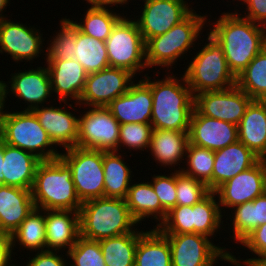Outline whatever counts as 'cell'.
Masks as SVG:
<instances>
[{"mask_svg": "<svg viewBox=\"0 0 266 266\" xmlns=\"http://www.w3.org/2000/svg\"><path fill=\"white\" fill-rule=\"evenodd\" d=\"M253 99L237 85L222 91H205L194 96V108L207 117L238 126Z\"/></svg>", "mask_w": 266, "mask_h": 266, "instance_id": "obj_14", "label": "cell"}, {"mask_svg": "<svg viewBox=\"0 0 266 266\" xmlns=\"http://www.w3.org/2000/svg\"><path fill=\"white\" fill-rule=\"evenodd\" d=\"M239 244L250 250L255 257L243 260L231 255L229 265L231 263L235 266H259L266 259V223L255 228Z\"/></svg>", "mask_w": 266, "mask_h": 266, "instance_id": "obj_42", "label": "cell"}, {"mask_svg": "<svg viewBox=\"0 0 266 266\" xmlns=\"http://www.w3.org/2000/svg\"><path fill=\"white\" fill-rule=\"evenodd\" d=\"M153 175L150 180L161 206L168 212L176 206V170L168 174Z\"/></svg>", "mask_w": 266, "mask_h": 266, "instance_id": "obj_45", "label": "cell"}, {"mask_svg": "<svg viewBox=\"0 0 266 266\" xmlns=\"http://www.w3.org/2000/svg\"><path fill=\"white\" fill-rule=\"evenodd\" d=\"M6 99H8L5 95V91L3 86L0 88V132H1V128H2V123L4 121V116L6 111L4 110L5 107V102L7 101ZM4 110V111H3Z\"/></svg>", "mask_w": 266, "mask_h": 266, "instance_id": "obj_50", "label": "cell"}, {"mask_svg": "<svg viewBox=\"0 0 266 266\" xmlns=\"http://www.w3.org/2000/svg\"><path fill=\"white\" fill-rule=\"evenodd\" d=\"M153 127L145 123H125L120 125L118 152L121 147H126L130 152L133 150L147 151L150 147ZM147 149V150H146Z\"/></svg>", "mask_w": 266, "mask_h": 266, "instance_id": "obj_40", "label": "cell"}, {"mask_svg": "<svg viewBox=\"0 0 266 266\" xmlns=\"http://www.w3.org/2000/svg\"><path fill=\"white\" fill-rule=\"evenodd\" d=\"M261 158L239 140L215 151L212 192L238 173L254 166Z\"/></svg>", "mask_w": 266, "mask_h": 266, "instance_id": "obj_23", "label": "cell"}, {"mask_svg": "<svg viewBox=\"0 0 266 266\" xmlns=\"http://www.w3.org/2000/svg\"><path fill=\"white\" fill-rule=\"evenodd\" d=\"M85 12L84 18H80L81 22L71 20L72 23L82 33L100 41H106L113 27L124 16V13L120 15L111 8L89 7Z\"/></svg>", "mask_w": 266, "mask_h": 266, "instance_id": "obj_36", "label": "cell"}, {"mask_svg": "<svg viewBox=\"0 0 266 266\" xmlns=\"http://www.w3.org/2000/svg\"><path fill=\"white\" fill-rule=\"evenodd\" d=\"M35 26H27L11 19L0 20V53L10 55L14 62H33L44 53L43 34ZM26 60V61H25Z\"/></svg>", "mask_w": 266, "mask_h": 266, "instance_id": "obj_15", "label": "cell"}, {"mask_svg": "<svg viewBox=\"0 0 266 266\" xmlns=\"http://www.w3.org/2000/svg\"><path fill=\"white\" fill-rule=\"evenodd\" d=\"M207 17L204 14L196 13L193 9L166 33L150 38L145 43L147 67H165L170 74L168 68H172L178 58H184L191 47L194 49L196 40L199 36L201 38V32L208 20Z\"/></svg>", "mask_w": 266, "mask_h": 266, "instance_id": "obj_5", "label": "cell"}, {"mask_svg": "<svg viewBox=\"0 0 266 266\" xmlns=\"http://www.w3.org/2000/svg\"><path fill=\"white\" fill-rule=\"evenodd\" d=\"M127 206L132 217L141 224L146 218L155 219L156 225L166 218L167 211L161 206L157 194L149 181L131 183L126 197ZM145 219V220H144Z\"/></svg>", "mask_w": 266, "mask_h": 266, "instance_id": "obj_28", "label": "cell"}, {"mask_svg": "<svg viewBox=\"0 0 266 266\" xmlns=\"http://www.w3.org/2000/svg\"><path fill=\"white\" fill-rule=\"evenodd\" d=\"M9 83L3 81V88L6 97L11 94L27 103V108L23 110L32 111L33 109L44 105V103L53 97L51 89V80L47 66L31 68L25 71L11 73ZM7 83V84H6ZM10 84V85H9ZM10 86V87H9ZM10 88V89H9ZM10 93V94H9ZM49 98V99H48Z\"/></svg>", "mask_w": 266, "mask_h": 266, "instance_id": "obj_17", "label": "cell"}, {"mask_svg": "<svg viewBox=\"0 0 266 266\" xmlns=\"http://www.w3.org/2000/svg\"><path fill=\"white\" fill-rule=\"evenodd\" d=\"M128 70L107 67L88 74L77 106L107 107L115 98L125 94L137 80ZM133 80V81H132Z\"/></svg>", "mask_w": 266, "mask_h": 266, "instance_id": "obj_12", "label": "cell"}, {"mask_svg": "<svg viewBox=\"0 0 266 266\" xmlns=\"http://www.w3.org/2000/svg\"><path fill=\"white\" fill-rule=\"evenodd\" d=\"M208 34L222 47L228 67L237 77L266 46V27L238 12H223Z\"/></svg>", "mask_w": 266, "mask_h": 266, "instance_id": "obj_1", "label": "cell"}, {"mask_svg": "<svg viewBox=\"0 0 266 266\" xmlns=\"http://www.w3.org/2000/svg\"><path fill=\"white\" fill-rule=\"evenodd\" d=\"M238 140L266 158V101L253 100L238 124Z\"/></svg>", "mask_w": 266, "mask_h": 266, "instance_id": "obj_27", "label": "cell"}, {"mask_svg": "<svg viewBox=\"0 0 266 266\" xmlns=\"http://www.w3.org/2000/svg\"><path fill=\"white\" fill-rule=\"evenodd\" d=\"M188 134L190 144L215 152L238 141V126L201 115L194 108Z\"/></svg>", "mask_w": 266, "mask_h": 266, "instance_id": "obj_19", "label": "cell"}, {"mask_svg": "<svg viewBox=\"0 0 266 266\" xmlns=\"http://www.w3.org/2000/svg\"><path fill=\"white\" fill-rule=\"evenodd\" d=\"M59 251L44 250L35 252L34 257L27 260L26 266H68L67 259L64 256L68 257L67 253L65 255L58 254ZM58 254V255H57Z\"/></svg>", "mask_w": 266, "mask_h": 266, "instance_id": "obj_46", "label": "cell"}, {"mask_svg": "<svg viewBox=\"0 0 266 266\" xmlns=\"http://www.w3.org/2000/svg\"><path fill=\"white\" fill-rule=\"evenodd\" d=\"M46 250L65 251L80 237L79 211L45 210Z\"/></svg>", "mask_w": 266, "mask_h": 266, "instance_id": "obj_22", "label": "cell"}, {"mask_svg": "<svg viewBox=\"0 0 266 266\" xmlns=\"http://www.w3.org/2000/svg\"><path fill=\"white\" fill-rule=\"evenodd\" d=\"M153 99L150 87L140 79L133 83L129 90L115 98L107 108L120 123L150 124Z\"/></svg>", "mask_w": 266, "mask_h": 266, "instance_id": "obj_20", "label": "cell"}, {"mask_svg": "<svg viewBox=\"0 0 266 266\" xmlns=\"http://www.w3.org/2000/svg\"><path fill=\"white\" fill-rule=\"evenodd\" d=\"M148 74L142 79L151 89L153 106L151 126L153 129L189 132L194 110V96L184 75L167 73L164 79H152Z\"/></svg>", "mask_w": 266, "mask_h": 266, "instance_id": "obj_2", "label": "cell"}, {"mask_svg": "<svg viewBox=\"0 0 266 266\" xmlns=\"http://www.w3.org/2000/svg\"><path fill=\"white\" fill-rule=\"evenodd\" d=\"M90 7H98V8H110L118 5L122 7L124 4H129L128 0H84Z\"/></svg>", "mask_w": 266, "mask_h": 266, "instance_id": "obj_49", "label": "cell"}, {"mask_svg": "<svg viewBox=\"0 0 266 266\" xmlns=\"http://www.w3.org/2000/svg\"><path fill=\"white\" fill-rule=\"evenodd\" d=\"M215 152L188 143L184 167L178 171L204 183L212 191V173L214 168ZM185 166H187L185 168Z\"/></svg>", "mask_w": 266, "mask_h": 266, "instance_id": "obj_38", "label": "cell"}, {"mask_svg": "<svg viewBox=\"0 0 266 266\" xmlns=\"http://www.w3.org/2000/svg\"><path fill=\"white\" fill-rule=\"evenodd\" d=\"M35 208L42 210L80 211L72 170L61 159L43 160L36 169L31 189Z\"/></svg>", "mask_w": 266, "mask_h": 266, "instance_id": "obj_4", "label": "cell"}, {"mask_svg": "<svg viewBox=\"0 0 266 266\" xmlns=\"http://www.w3.org/2000/svg\"><path fill=\"white\" fill-rule=\"evenodd\" d=\"M209 192L204 183L176 170V205L193 206Z\"/></svg>", "mask_w": 266, "mask_h": 266, "instance_id": "obj_44", "label": "cell"}, {"mask_svg": "<svg viewBox=\"0 0 266 266\" xmlns=\"http://www.w3.org/2000/svg\"><path fill=\"white\" fill-rule=\"evenodd\" d=\"M39 106L32 111L40 125L48 133L51 141L61 149L76 146L78 137V116L70 112L65 106ZM63 107V108H62ZM75 115V116H74Z\"/></svg>", "mask_w": 266, "mask_h": 266, "instance_id": "obj_21", "label": "cell"}, {"mask_svg": "<svg viewBox=\"0 0 266 266\" xmlns=\"http://www.w3.org/2000/svg\"><path fill=\"white\" fill-rule=\"evenodd\" d=\"M236 85L253 100L266 101V46L236 77Z\"/></svg>", "mask_w": 266, "mask_h": 266, "instance_id": "obj_37", "label": "cell"}, {"mask_svg": "<svg viewBox=\"0 0 266 266\" xmlns=\"http://www.w3.org/2000/svg\"><path fill=\"white\" fill-rule=\"evenodd\" d=\"M222 217L217 195L215 192L210 191L203 199L193 205L194 233H199L209 238L216 237L220 229L223 228L225 231Z\"/></svg>", "mask_w": 266, "mask_h": 266, "instance_id": "obj_35", "label": "cell"}, {"mask_svg": "<svg viewBox=\"0 0 266 266\" xmlns=\"http://www.w3.org/2000/svg\"><path fill=\"white\" fill-rule=\"evenodd\" d=\"M72 170L75 191L81 202L104 197L103 151L72 147L60 153Z\"/></svg>", "mask_w": 266, "mask_h": 266, "instance_id": "obj_9", "label": "cell"}, {"mask_svg": "<svg viewBox=\"0 0 266 266\" xmlns=\"http://www.w3.org/2000/svg\"><path fill=\"white\" fill-rule=\"evenodd\" d=\"M141 15L135 17L145 43L152 37L163 35L182 21L193 9L185 0H142ZM138 17V18H137ZM137 18V19H136Z\"/></svg>", "mask_w": 266, "mask_h": 266, "instance_id": "obj_13", "label": "cell"}, {"mask_svg": "<svg viewBox=\"0 0 266 266\" xmlns=\"http://www.w3.org/2000/svg\"><path fill=\"white\" fill-rule=\"evenodd\" d=\"M10 236L13 249L19 245L32 252L46 250L45 210L34 208Z\"/></svg>", "mask_w": 266, "mask_h": 266, "instance_id": "obj_32", "label": "cell"}, {"mask_svg": "<svg viewBox=\"0 0 266 266\" xmlns=\"http://www.w3.org/2000/svg\"><path fill=\"white\" fill-rule=\"evenodd\" d=\"M245 5V14H239L254 23L266 27V0H242L240 5Z\"/></svg>", "mask_w": 266, "mask_h": 266, "instance_id": "obj_47", "label": "cell"}, {"mask_svg": "<svg viewBox=\"0 0 266 266\" xmlns=\"http://www.w3.org/2000/svg\"><path fill=\"white\" fill-rule=\"evenodd\" d=\"M156 228L162 234L194 233L193 206L176 205Z\"/></svg>", "mask_w": 266, "mask_h": 266, "instance_id": "obj_43", "label": "cell"}, {"mask_svg": "<svg viewBox=\"0 0 266 266\" xmlns=\"http://www.w3.org/2000/svg\"><path fill=\"white\" fill-rule=\"evenodd\" d=\"M87 109L89 110L78 116L76 147L118 152L120 123L107 107H88Z\"/></svg>", "mask_w": 266, "mask_h": 266, "instance_id": "obj_11", "label": "cell"}, {"mask_svg": "<svg viewBox=\"0 0 266 266\" xmlns=\"http://www.w3.org/2000/svg\"><path fill=\"white\" fill-rule=\"evenodd\" d=\"M214 192L217 195L221 212L224 209L222 207L231 209L236 205L253 201L256 197L264 194V158L223 183Z\"/></svg>", "mask_w": 266, "mask_h": 266, "instance_id": "obj_16", "label": "cell"}, {"mask_svg": "<svg viewBox=\"0 0 266 266\" xmlns=\"http://www.w3.org/2000/svg\"><path fill=\"white\" fill-rule=\"evenodd\" d=\"M123 16L106 39L109 67L128 70L135 76L147 67L145 41L133 18ZM132 19V20H131Z\"/></svg>", "mask_w": 266, "mask_h": 266, "instance_id": "obj_8", "label": "cell"}, {"mask_svg": "<svg viewBox=\"0 0 266 266\" xmlns=\"http://www.w3.org/2000/svg\"><path fill=\"white\" fill-rule=\"evenodd\" d=\"M8 4L10 5V0H0V20L6 18V16L3 15V13H5L3 10L6 9Z\"/></svg>", "mask_w": 266, "mask_h": 266, "instance_id": "obj_52", "label": "cell"}, {"mask_svg": "<svg viewBox=\"0 0 266 266\" xmlns=\"http://www.w3.org/2000/svg\"><path fill=\"white\" fill-rule=\"evenodd\" d=\"M259 266H266V259Z\"/></svg>", "mask_w": 266, "mask_h": 266, "instance_id": "obj_54", "label": "cell"}, {"mask_svg": "<svg viewBox=\"0 0 266 266\" xmlns=\"http://www.w3.org/2000/svg\"><path fill=\"white\" fill-rule=\"evenodd\" d=\"M41 161L33 153L3 142L4 185L31 190Z\"/></svg>", "mask_w": 266, "mask_h": 266, "instance_id": "obj_25", "label": "cell"}, {"mask_svg": "<svg viewBox=\"0 0 266 266\" xmlns=\"http://www.w3.org/2000/svg\"><path fill=\"white\" fill-rule=\"evenodd\" d=\"M80 236L94 241L135 232L139 223L132 217L126 199L100 197L82 202Z\"/></svg>", "mask_w": 266, "mask_h": 266, "instance_id": "obj_3", "label": "cell"}, {"mask_svg": "<svg viewBox=\"0 0 266 266\" xmlns=\"http://www.w3.org/2000/svg\"><path fill=\"white\" fill-rule=\"evenodd\" d=\"M264 171H265V193H266V158H264Z\"/></svg>", "mask_w": 266, "mask_h": 266, "instance_id": "obj_53", "label": "cell"}, {"mask_svg": "<svg viewBox=\"0 0 266 266\" xmlns=\"http://www.w3.org/2000/svg\"><path fill=\"white\" fill-rule=\"evenodd\" d=\"M188 143V132L153 129L149 151L160 167L175 171V165L180 166L185 159Z\"/></svg>", "mask_w": 266, "mask_h": 266, "instance_id": "obj_26", "label": "cell"}, {"mask_svg": "<svg viewBox=\"0 0 266 266\" xmlns=\"http://www.w3.org/2000/svg\"><path fill=\"white\" fill-rule=\"evenodd\" d=\"M34 208L31 190L0 185V234L11 235Z\"/></svg>", "mask_w": 266, "mask_h": 266, "instance_id": "obj_24", "label": "cell"}, {"mask_svg": "<svg viewBox=\"0 0 266 266\" xmlns=\"http://www.w3.org/2000/svg\"><path fill=\"white\" fill-rule=\"evenodd\" d=\"M74 52V59L82 65L88 74L109 67L105 41L82 33L77 27Z\"/></svg>", "mask_w": 266, "mask_h": 266, "instance_id": "obj_34", "label": "cell"}, {"mask_svg": "<svg viewBox=\"0 0 266 266\" xmlns=\"http://www.w3.org/2000/svg\"><path fill=\"white\" fill-rule=\"evenodd\" d=\"M135 266H172L169 241L157 228L146 230L139 237Z\"/></svg>", "mask_w": 266, "mask_h": 266, "instance_id": "obj_31", "label": "cell"}, {"mask_svg": "<svg viewBox=\"0 0 266 266\" xmlns=\"http://www.w3.org/2000/svg\"><path fill=\"white\" fill-rule=\"evenodd\" d=\"M229 210L233 216V219L229 218L232 222L230 232L233 233L230 239L232 238L238 244L255 228L266 223V193Z\"/></svg>", "mask_w": 266, "mask_h": 266, "instance_id": "obj_30", "label": "cell"}, {"mask_svg": "<svg viewBox=\"0 0 266 266\" xmlns=\"http://www.w3.org/2000/svg\"><path fill=\"white\" fill-rule=\"evenodd\" d=\"M2 85H3V80L1 79L0 80V88L2 87Z\"/></svg>", "mask_w": 266, "mask_h": 266, "instance_id": "obj_55", "label": "cell"}, {"mask_svg": "<svg viewBox=\"0 0 266 266\" xmlns=\"http://www.w3.org/2000/svg\"><path fill=\"white\" fill-rule=\"evenodd\" d=\"M60 30L56 36H52L48 47H46V59H73L74 43L76 42V26L70 18L60 20Z\"/></svg>", "mask_w": 266, "mask_h": 266, "instance_id": "obj_39", "label": "cell"}, {"mask_svg": "<svg viewBox=\"0 0 266 266\" xmlns=\"http://www.w3.org/2000/svg\"><path fill=\"white\" fill-rule=\"evenodd\" d=\"M3 170V141L0 139V185H4Z\"/></svg>", "mask_w": 266, "mask_h": 266, "instance_id": "obj_51", "label": "cell"}, {"mask_svg": "<svg viewBox=\"0 0 266 266\" xmlns=\"http://www.w3.org/2000/svg\"><path fill=\"white\" fill-rule=\"evenodd\" d=\"M205 45L187 65L184 77L193 96L205 91H222L236 85L222 47L208 33Z\"/></svg>", "mask_w": 266, "mask_h": 266, "instance_id": "obj_6", "label": "cell"}, {"mask_svg": "<svg viewBox=\"0 0 266 266\" xmlns=\"http://www.w3.org/2000/svg\"><path fill=\"white\" fill-rule=\"evenodd\" d=\"M145 231L105 238L99 241L106 266H135V251L139 237Z\"/></svg>", "mask_w": 266, "mask_h": 266, "instance_id": "obj_33", "label": "cell"}, {"mask_svg": "<svg viewBox=\"0 0 266 266\" xmlns=\"http://www.w3.org/2000/svg\"><path fill=\"white\" fill-rule=\"evenodd\" d=\"M67 255L69 266H106L99 241L80 236Z\"/></svg>", "mask_w": 266, "mask_h": 266, "instance_id": "obj_41", "label": "cell"}, {"mask_svg": "<svg viewBox=\"0 0 266 266\" xmlns=\"http://www.w3.org/2000/svg\"><path fill=\"white\" fill-rule=\"evenodd\" d=\"M12 254L14 255L15 252H13L11 236L0 234V266H18L12 263Z\"/></svg>", "mask_w": 266, "mask_h": 266, "instance_id": "obj_48", "label": "cell"}, {"mask_svg": "<svg viewBox=\"0 0 266 266\" xmlns=\"http://www.w3.org/2000/svg\"><path fill=\"white\" fill-rule=\"evenodd\" d=\"M51 80L52 94L55 93L60 102L75 109L68 100H75L77 105L84 90L88 73L82 65L73 59H45Z\"/></svg>", "mask_w": 266, "mask_h": 266, "instance_id": "obj_18", "label": "cell"}, {"mask_svg": "<svg viewBox=\"0 0 266 266\" xmlns=\"http://www.w3.org/2000/svg\"><path fill=\"white\" fill-rule=\"evenodd\" d=\"M120 152L103 151L104 197L126 199L131 186V167L124 161Z\"/></svg>", "mask_w": 266, "mask_h": 266, "instance_id": "obj_29", "label": "cell"}, {"mask_svg": "<svg viewBox=\"0 0 266 266\" xmlns=\"http://www.w3.org/2000/svg\"><path fill=\"white\" fill-rule=\"evenodd\" d=\"M0 139L10 146L33 153L42 161L60 158L58 149L33 111H6Z\"/></svg>", "mask_w": 266, "mask_h": 266, "instance_id": "obj_7", "label": "cell"}, {"mask_svg": "<svg viewBox=\"0 0 266 266\" xmlns=\"http://www.w3.org/2000/svg\"><path fill=\"white\" fill-rule=\"evenodd\" d=\"M169 241L172 266H214L218 260L230 262L232 253L199 233L163 234ZM212 239V240H211Z\"/></svg>", "mask_w": 266, "mask_h": 266, "instance_id": "obj_10", "label": "cell"}]
</instances>
